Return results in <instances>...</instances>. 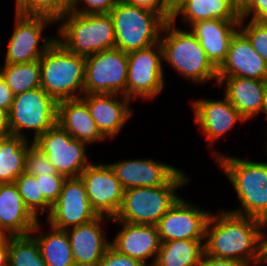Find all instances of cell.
<instances>
[{"instance_id":"29","label":"cell","mask_w":267,"mask_h":266,"mask_svg":"<svg viewBox=\"0 0 267 266\" xmlns=\"http://www.w3.org/2000/svg\"><path fill=\"white\" fill-rule=\"evenodd\" d=\"M28 139L20 136H0V184L14 183L25 172Z\"/></svg>"},{"instance_id":"17","label":"cell","mask_w":267,"mask_h":266,"mask_svg":"<svg viewBox=\"0 0 267 266\" xmlns=\"http://www.w3.org/2000/svg\"><path fill=\"white\" fill-rule=\"evenodd\" d=\"M108 164L124 190L166 185L180 171L174 166L148 158Z\"/></svg>"},{"instance_id":"13","label":"cell","mask_w":267,"mask_h":266,"mask_svg":"<svg viewBox=\"0 0 267 266\" xmlns=\"http://www.w3.org/2000/svg\"><path fill=\"white\" fill-rule=\"evenodd\" d=\"M79 177L84 182L88 200L96 214L114 218L122 206L124 189L110 165L91 162Z\"/></svg>"},{"instance_id":"24","label":"cell","mask_w":267,"mask_h":266,"mask_svg":"<svg viewBox=\"0 0 267 266\" xmlns=\"http://www.w3.org/2000/svg\"><path fill=\"white\" fill-rule=\"evenodd\" d=\"M57 124L71 137L87 144L105 140L81 98L57 103Z\"/></svg>"},{"instance_id":"37","label":"cell","mask_w":267,"mask_h":266,"mask_svg":"<svg viewBox=\"0 0 267 266\" xmlns=\"http://www.w3.org/2000/svg\"><path fill=\"white\" fill-rule=\"evenodd\" d=\"M117 1L118 0H72L70 11L80 14L109 13L115 7ZM80 4H85V7H80Z\"/></svg>"},{"instance_id":"45","label":"cell","mask_w":267,"mask_h":266,"mask_svg":"<svg viewBox=\"0 0 267 266\" xmlns=\"http://www.w3.org/2000/svg\"><path fill=\"white\" fill-rule=\"evenodd\" d=\"M264 263H267V235H265L264 232H261V260L258 265Z\"/></svg>"},{"instance_id":"14","label":"cell","mask_w":267,"mask_h":266,"mask_svg":"<svg viewBox=\"0 0 267 266\" xmlns=\"http://www.w3.org/2000/svg\"><path fill=\"white\" fill-rule=\"evenodd\" d=\"M98 215L91 208L86 188L80 177L66 178L58 200L52 205L47 216L50 226L67 230L88 222Z\"/></svg>"},{"instance_id":"11","label":"cell","mask_w":267,"mask_h":266,"mask_svg":"<svg viewBox=\"0 0 267 266\" xmlns=\"http://www.w3.org/2000/svg\"><path fill=\"white\" fill-rule=\"evenodd\" d=\"M16 26L7 47L4 64L28 63L39 60L56 37H43L48 25L57 21L45 15H25L16 12ZM42 39V45L40 41ZM40 45V46H39Z\"/></svg>"},{"instance_id":"40","label":"cell","mask_w":267,"mask_h":266,"mask_svg":"<svg viewBox=\"0 0 267 266\" xmlns=\"http://www.w3.org/2000/svg\"><path fill=\"white\" fill-rule=\"evenodd\" d=\"M123 2L142 7L158 13L165 21L171 20L172 9L168 0H122Z\"/></svg>"},{"instance_id":"20","label":"cell","mask_w":267,"mask_h":266,"mask_svg":"<svg viewBox=\"0 0 267 266\" xmlns=\"http://www.w3.org/2000/svg\"><path fill=\"white\" fill-rule=\"evenodd\" d=\"M111 220L98 216L91 222L67 229L72 256L76 266H97L110 242L104 237L102 223Z\"/></svg>"},{"instance_id":"8","label":"cell","mask_w":267,"mask_h":266,"mask_svg":"<svg viewBox=\"0 0 267 266\" xmlns=\"http://www.w3.org/2000/svg\"><path fill=\"white\" fill-rule=\"evenodd\" d=\"M57 124V102L41 87L14 95L8 113L9 134L27 140L22 130L34 131L33 140Z\"/></svg>"},{"instance_id":"27","label":"cell","mask_w":267,"mask_h":266,"mask_svg":"<svg viewBox=\"0 0 267 266\" xmlns=\"http://www.w3.org/2000/svg\"><path fill=\"white\" fill-rule=\"evenodd\" d=\"M38 220L30 233L37 241L41 256L47 266H76L66 230L51 227V232L35 234L40 228Z\"/></svg>"},{"instance_id":"23","label":"cell","mask_w":267,"mask_h":266,"mask_svg":"<svg viewBox=\"0 0 267 266\" xmlns=\"http://www.w3.org/2000/svg\"><path fill=\"white\" fill-rule=\"evenodd\" d=\"M38 220L25 206L15 183L0 184V227L8 236L30 234Z\"/></svg>"},{"instance_id":"31","label":"cell","mask_w":267,"mask_h":266,"mask_svg":"<svg viewBox=\"0 0 267 266\" xmlns=\"http://www.w3.org/2000/svg\"><path fill=\"white\" fill-rule=\"evenodd\" d=\"M8 266H47L31 234L9 236Z\"/></svg>"},{"instance_id":"47","label":"cell","mask_w":267,"mask_h":266,"mask_svg":"<svg viewBox=\"0 0 267 266\" xmlns=\"http://www.w3.org/2000/svg\"><path fill=\"white\" fill-rule=\"evenodd\" d=\"M9 236L5 231L0 227V242L5 241Z\"/></svg>"},{"instance_id":"48","label":"cell","mask_w":267,"mask_h":266,"mask_svg":"<svg viewBox=\"0 0 267 266\" xmlns=\"http://www.w3.org/2000/svg\"><path fill=\"white\" fill-rule=\"evenodd\" d=\"M181 0H168V3L171 7V9H173Z\"/></svg>"},{"instance_id":"21","label":"cell","mask_w":267,"mask_h":266,"mask_svg":"<svg viewBox=\"0 0 267 266\" xmlns=\"http://www.w3.org/2000/svg\"><path fill=\"white\" fill-rule=\"evenodd\" d=\"M192 104L194 120L211 144L232 129L236 122L246 121L226 97L223 100L200 98Z\"/></svg>"},{"instance_id":"9","label":"cell","mask_w":267,"mask_h":266,"mask_svg":"<svg viewBox=\"0 0 267 266\" xmlns=\"http://www.w3.org/2000/svg\"><path fill=\"white\" fill-rule=\"evenodd\" d=\"M128 55L114 48L85 58L84 94H120L127 97Z\"/></svg>"},{"instance_id":"30","label":"cell","mask_w":267,"mask_h":266,"mask_svg":"<svg viewBox=\"0 0 267 266\" xmlns=\"http://www.w3.org/2000/svg\"><path fill=\"white\" fill-rule=\"evenodd\" d=\"M0 75L14 95L41 87L39 60L28 63L4 64L0 67Z\"/></svg>"},{"instance_id":"34","label":"cell","mask_w":267,"mask_h":266,"mask_svg":"<svg viewBox=\"0 0 267 266\" xmlns=\"http://www.w3.org/2000/svg\"><path fill=\"white\" fill-rule=\"evenodd\" d=\"M25 172L34 176L61 175L50 163L45 153L32 141L28 146L25 160Z\"/></svg>"},{"instance_id":"41","label":"cell","mask_w":267,"mask_h":266,"mask_svg":"<svg viewBox=\"0 0 267 266\" xmlns=\"http://www.w3.org/2000/svg\"><path fill=\"white\" fill-rule=\"evenodd\" d=\"M197 266H247L240 260L209 256L203 253Z\"/></svg>"},{"instance_id":"6","label":"cell","mask_w":267,"mask_h":266,"mask_svg":"<svg viewBox=\"0 0 267 266\" xmlns=\"http://www.w3.org/2000/svg\"><path fill=\"white\" fill-rule=\"evenodd\" d=\"M180 170L166 185L134 187L124 190L122 206L114 217L131 224L157 225L178 200L176 191L189 182Z\"/></svg>"},{"instance_id":"43","label":"cell","mask_w":267,"mask_h":266,"mask_svg":"<svg viewBox=\"0 0 267 266\" xmlns=\"http://www.w3.org/2000/svg\"><path fill=\"white\" fill-rule=\"evenodd\" d=\"M9 258V237L0 242V266H8Z\"/></svg>"},{"instance_id":"35","label":"cell","mask_w":267,"mask_h":266,"mask_svg":"<svg viewBox=\"0 0 267 266\" xmlns=\"http://www.w3.org/2000/svg\"><path fill=\"white\" fill-rule=\"evenodd\" d=\"M244 18L239 20V30L248 38L253 49L267 62V23H258L250 19L248 25Z\"/></svg>"},{"instance_id":"28","label":"cell","mask_w":267,"mask_h":266,"mask_svg":"<svg viewBox=\"0 0 267 266\" xmlns=\"http://www.w3.org/2000/svg\"><path fill=\"white\" fill-rule=\"evenodd\" d=\"M204 240L180 239L161 242L153 266H197L204 253Z\"/></svg>"},{"instance_id":"16","label":"cell","mask_w":267,"mask_h":266,"mask_svg":"<svg viewBox=\"0 0 267 266\" xmlns=\"http://www.w3.org/2000/svg\"><path fill=\"white\" fill-rule=\"evenodd\" d=\"M83 95L81 99L87 104L91 117L105 139H112L118 135L117 133L132 117L133 110L129 108L131 100L124 95H121V99H115L119 94Z\"/></svg>"},{"instance_id":"44","label":"cell","mask_w":267,"mask_h":266,"mask_svg":"<svg viewBox=\"0 0 267 266\" xmlns=\"http://www.w3.org/2000/svg\"><path fill=\"white\" fill-rule=\"evenodd\" d=\"M8 134V114L0 108V136H5Z\"/></svg>"},{"instance_id":"3","label":"cell","mask_w":267,"mask_h":266,"mask_svg":"<svg viewBox=\"0 0 267 266\" xmlns=\"http://www.w3.org/2000/svg\"><path fill=\"white\" fill-rule=\"evenodd\" d=\"M62 21V23H60ZM57 23L59 41L82 57L115 48V30L109 13L80 14L68 11Z\"/></svg>"},{"instance_id":"1","label":"cell","mask_w":267,"mask_h":266,"mask_svg":"<svg viewBox=\"0 0 267 266\" xmlns=\"http://www.w3.org/2000/svg\"><path fill=\"white\" fill-rule=\"evenodd\" d=\"M263 222L230 211L211 213L205 231L204 253L209 256L240 260L247 266L261 260Z\"/></svg>"},{"instance_id":"32","label":"cell","mask_w":267,"mask_h":266,"mask_svg":"<svg viewBox=\"0 0 267 266\" xmlns=\"http://www.w3.org/2000/svg\"><path fill=\"white\" fill-rule=\"evenodd\" d=\"M14 183L23 198L25 206L36 218H38L37 213L39 211L43 214L49 209L47 215L50 214L52 205L40 192L39 181L36 180V176L23 172Z\"/></svg>"},{"instance_id":"46","label":"cell","mask_w":267,"mask_h":266,"mask_svg":"<svg viewBox=\"0 0 267 266\" xmlns=\"http://www.w3.org/2000/svg\"><path fill=\"white\" fill-rule=\"evenodd\" d=\"M261 111H263L266 115V119H267V82H266V86H265V91H264V101H263V106Z\"/></svg>"},{"instance_id":"5","label":"cell","mask_w":267,"mask_h":266,"mask_svg":"<svg viewBox=\"0 0 267 266\" xmlns=\"http://www.w3.org/2000/svg\"><path fill=\"white\" fill-rule=\"evenodd\" d=\"M39 64L41 88L57 103L81 98L84 94L85 57L73 54L55 40L39 59Z\"/></svg>"},{"instance_id":"22","label":"cell","mask_w":267,"mask_h":266,"mask_svg":"<svg viewBox=\"0 0 267 266\" xmlns=\"http://www.w3.org/2000/svg\"><path fill=\"white\" fill-rule=\"evenodd\" d=\"M189 26L208 60L218 70L227 58L230 41L239 29V20L208 19Z\"/></svg>"},{"instance_id":"12","label":"cell","mask_w":267,"mask_h":266,"mask_svg":"<svg viewBox=\"0 0 267 266\" xmlns=\"http://www.w3.org/2000/svg\"><path fill=\"white\" fill-rule=\"evenodd\" d=\"M33 143L41 149L58 174L76 178L91 163L87 159L88 144L74 139L58 124L40 135Z\"/></svg>"},{"instance_id":"33","label":"cell","mask_w":267,"mask_h":266,"mask_svg":"<svg viewBox=\"0 0 267 266\" xmlns=\"http://www.w3.org/2000/svg\"><path fill=\"white\" fill-rule=\"evenodd\" d=\"M72 0H16V12L25 15H45L56 21L70 11Z\"/></svg>"},{"instance_id":"25","label":"cell","mask_w":267,"mask_h":266,"mask_svg":"<svg viewBox=\"0 0 267 266\" xmlns=\"http://www.w3.org/2000/svg\"><path fill=\"white\" fill-rule=\"evenodd\" d=\"M218 86L225 84V97L247 121L261 112L267 81L244 77H218Z\"/></svg>"},{"instance_id":"36","label":"cell","mask_w":267,"mask_h":266,"mask_svg":"<svg viewBox=\"0 0 267 266\" xmlns=\"http://www.w3.org/2000/svg\"><path fill=\"white\" fill-rule=\"evenodd\" d=\"M36 180L39 181L40 192L43 197L53 205L58 200L66 177L63 175H42L37 176Z\"/></svg>"},{"instance_id":"19","label":"cell","mask_w":267,"mask_h":266,"mask_svg":"<svg viewBox=\"0 0 267 266\" xmlns=\"http://www.w3.org/2000/svg\"><path fill=\"white\" fill-rule=\"evenodd\" d=\"M112 221L122 224V228L110 245L118 252L135 258L146 266H153L161 244L157 226L131 224L115 218H112ZM153 256V263L147 264L146 260Z\"/></svg>"},{"instance_id":"4","label":"cell","mask_w":267,"mask_h":266,"mask_svg":"<svg viewBox=\"0 0 267 266\" xmlns=\"http://www.w3.org/2000/svg\"><path fill=\"white\" fill-rule=\"evenodd\" d=\"M161 33L163 61L168 62L185 79L205 83L216 78L218 84V70L208 60L200 41L191 31L180 30L175 21L168 20Z\"/></svg>"},{"instance_id":"2","label":"cell","mask_w":267,"mask_h":266,"mask_svg":"<svg viewBox=\"0 0 267 266\" xmlns=\"http://www.w3.org/2000/svg\"><path fill=\"white\" fill-rule=\"evenodd\" d=\"M217 165L225 172L235 189L241 208L232 213L256 218L267 226V162H254L226 154L215 155Z\"/></svg>"},{"instance_id":"10","label":"cell","mask_w":267,"mask_h":266,"mask_svg":"<svg viewBox=\"0 0 267 266\" xmlns=\"http://www.w3.org/2000/svg\"><path fill=\"white\" fill-rule=\"evenodd\" d=\"M127 55V98L133 101L136 97L146 100L157 97L165 84L160 42Z\"/></svg>"},{"instance_id":"7","label":"cell","mask_w":267,"mask_h":266,"mask_svg":"<svg viewBox=\"0 0 267 266\" xmlns=\"http://www.w3.org/2000/svg\"><path fill=\"white\" fill-rule=\"evenodd\" d=\"M109 15L115 30V48L129 53L160 42L166 21L158 13L118 0Z\"/></svg>"},{"instance_id":"39","label":"cell","mask_w":267,"mask_h":266,"mask_svg":"<svg viewBox=\"0 0 267 266\" xmlns=\"http://www.w3.org/2000/svg\"><path fill=\"white\" fill-rule=\"evenodd\" d=\"M97 266H146L141 261L131 258L118 252L111 245L106 249L105 254Z\"/></svg>"},{"instance_id":"38","label":"cell","mask_w":267,"mask_h":266,"mask_svg":"<svg viewBox=\"0 0 267 266\" xmlns=\"http://www.w3.org/2000/svg\"><path fill=\"white\" fill-rule=\"evenodd\" d=\"M248 15L251 20L258 23H267V0H244L240 8V18L246 19Z\"/></svg>"},{"instance_id":"15","label":"cell","mask_w":267,"mask_h":266,"mask_svg":"<svg viewBox=\"0 0 267 266\" xmlns=\"http://www.w3.org/2000/svg\"><path fill=\"white\" fill-rule=\"evenodd\" d=\"M210 214L179 197L156 225L160 241L205 239Z\"/></svg>"},{"instance_id":"26","label":"cell","mask_w":267,"mask_h":266,"mask_svg":"<svg viewBox=\"0 0 267 266\" xmlns=\"http://www.w3.org/2000/svg\"><path fill=\"white\" fill-rule=\"evenodd\" d=\"M240 8L238 0H181L172 9L171 20L179 14L190 25L208 19L240 20Z\"/></svg>"},{"instance_id":"42","label":"cell","mask_w":267,"mask_h":266,"mask_svg":"<svg viewBox=\"0 0 267 266\" xmlns=\"http://www.w3.org/2000/svg\"><path fill=\"white\" fill-rule=\"evenodd\" d=\"M14 100V94L0 75V108L9 113Z\"/></svg>"},{"instance_id":"18","label":"cell","mask_w":267,"mask_h":266,"mask_svg":"<svg viewBox=\"0 0 267 266\" xmlns=\"http://www.w3.org/2000/svg\"><path fill=\"white\" fill-rule=\"evenodd\" d=\"M218 77H244L267 81V62L253 49L238 29L233 35L227 58L218 69Z\"/></svg>"}]
</instances>
